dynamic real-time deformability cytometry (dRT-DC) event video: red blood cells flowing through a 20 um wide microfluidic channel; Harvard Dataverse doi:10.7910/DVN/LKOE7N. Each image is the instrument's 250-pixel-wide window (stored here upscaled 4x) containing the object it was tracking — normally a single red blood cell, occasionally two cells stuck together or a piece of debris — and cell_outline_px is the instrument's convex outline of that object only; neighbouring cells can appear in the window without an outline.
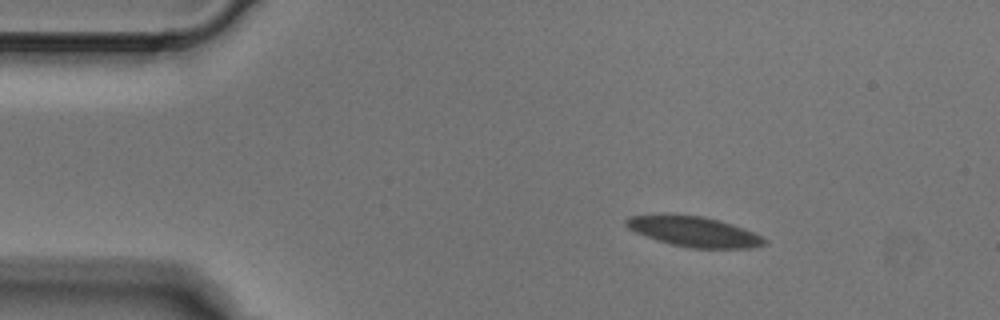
{"species": "Egyptian fruit bat (a non-hibernating species)", "species_latin": "Rousettus aegyptiacus", "temperature_condition": "cold", "stored_images_in_passage": 4, "camera_frame_rate_fps": 3000, "um_per_image_px": 0.085, "animal": {"sex": "male"}, "frame": {"image": 1, "passage_image": 1, "time_ms": 0.0, "image_size_px": [1000, 320], "cell_outline_px": [[768, 240], [764, 244], [752, 248], [692, 248], [672, 244], [656, 240], [636, 232], [628, 228], [624, 224], [624, 220], [628, 216], [704, 216], [720, 220], [744, 228]], "centroid_in_image_um": [59.02, 19.71], "position_along_channel_um": 26.0, "area_um2": 23.76}}
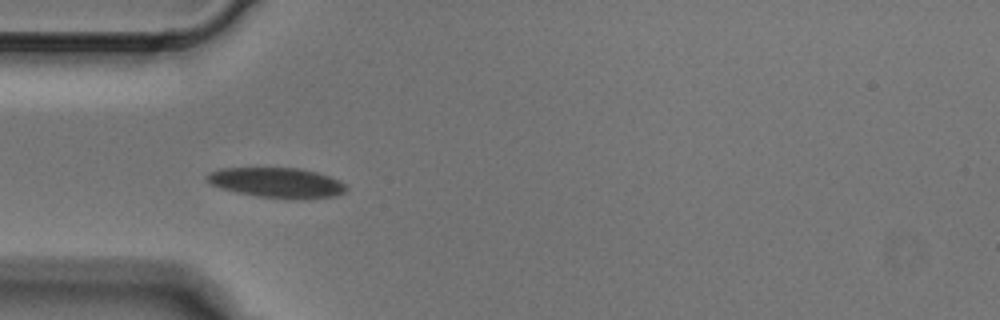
{"frame": {"image": 2, "passage_image": 3, "time_ms": 0.667, "image_size_px": [1000, 320], "cell_outline_px": [[348, 188], [344, 192], [336, 196], [256, 196], [236, 192], [220, 188], [212, 184], [204, 176], [208, 172], [220, 168], [300, 168], [316, 172], [340, 180]], "centroid_in_image_um": [23.46, 15.47], "position_along_channel_um": 61.5, "area_um2": 23.47}}
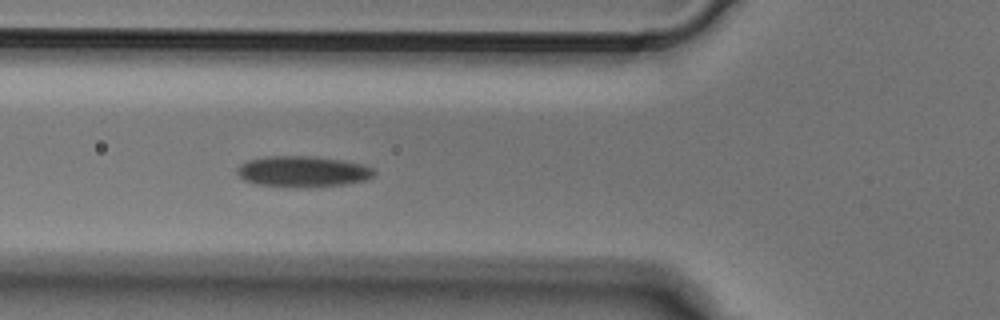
{"frame": {"image": 3, "passage_image": 4, "time_ms": 1.0, "image_size_px": [1000, 320], "cell_outline_px": [[376, 172], [372, 176], [364, 180], [344, 184], [308, 188], [256, 184], [244, 180], [236, 172], [236, 168], [240, 164], [248, 160], [264, 156], [308, 156], [344, 160], [364, 164], [372, 168]], "centroid_in_image_um": [25.72, 14.57], "position_along_channel_um": 100.1, "area_um2": 24.8}}